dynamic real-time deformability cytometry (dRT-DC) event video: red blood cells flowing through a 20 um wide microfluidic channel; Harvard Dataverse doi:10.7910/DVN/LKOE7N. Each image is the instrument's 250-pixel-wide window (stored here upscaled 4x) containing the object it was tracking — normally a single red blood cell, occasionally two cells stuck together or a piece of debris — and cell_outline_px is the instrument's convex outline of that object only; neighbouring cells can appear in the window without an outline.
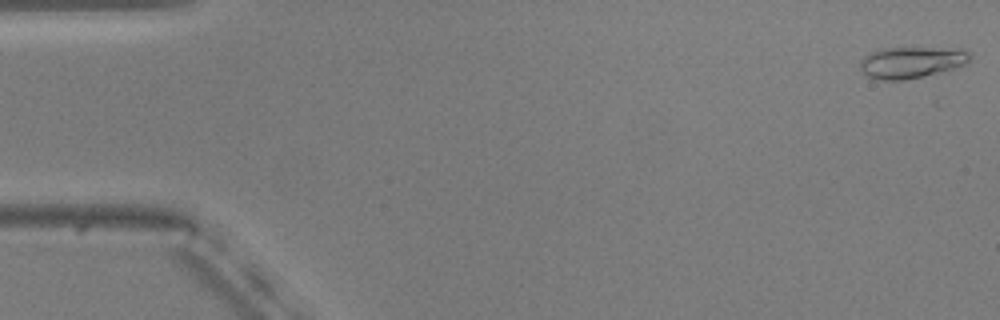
{"species": "common noctule bat (a hibernating species)", "species_latin": "Nyctalus noctula", "temperature_condition": "warm", "stored_images_in_passage": 5, "camera_frame_rate_fps": 3000, "um_per_image_px": 0.085, "animal": {"sex": "male", "body_mass_g": 20.5, "forearm_length_mm": 52.5}, "frame": {"image": 1, "passage_image": 1, "time_ms": 0.0, "image_size_px": [1000, 320], "cell_outline_px": [[972, 56], [964, 64], [956, 68], [924, 76], [904, 80], [880, 80], [868, 76], [860, 68], [860, 60], [864, 56], [872, 52], [884, 48], [932, 48], [972, 52]], "centroid_in_image_um": [77.43, 5.31], "position_along_channel_um": 7.6, "area_um2": 19.77}}